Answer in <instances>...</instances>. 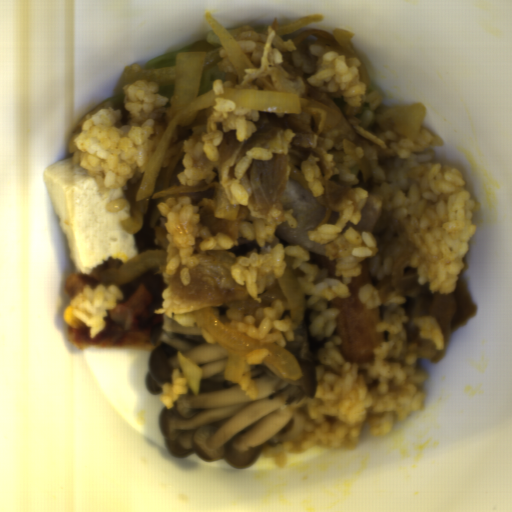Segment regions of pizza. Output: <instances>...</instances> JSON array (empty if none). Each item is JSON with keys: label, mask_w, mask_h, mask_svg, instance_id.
Returning <instances> with one entry per match:
<instances>
[{"label": "pizza", "mask_w": 512, "mask_h": 512, "mask_svg": "<svg viewBox=\"0 0 512 512\" xmlns=\"http://www.w3.org/2000/svg\"><path fill=\"white\" fill-rule=\"evenodd\" d=\"M368 264L348 284L349 297H335L329 301L338 310L334 335L340 338L337 352L351 364H373L379 346L385 341L384 332L378 331L383 321L379 307L367 308L358 294L365 285H372Z\"/></svg>", "instance_id": "d2c48207"}, {"label": "pizza", "mask_w": 512, "mask_h": 512, "mask_svg": "<svg viewBox=\"0 0 512 512\" xmlns=\"http://www.w3.org/2000/svg\"><path fill=\"white\" fill-rule=\"evenodd\" d=\"M167 287L158 268L147 269L143 275L117 287L123 294L113 309H107L102 318L105 327L91 338L89 329L67 327V338L76 348L98 346L104 348L154 351L150 335L153 327L163 323L162 293Z\"/></svg>", "instance_id": "dd6c1bee"}, {"label": "pizza", "mask_w": 512, "mask_h": 512, "mask_svg": "<svg viewBox=\"0 0 512 512\" xmlns=\"http://www.w3.org/2000/svg\"><path fill=\"white\" fill-rule=\"evenodd\" d=\"M101 282L97 276L84 274L79 271L73 272L67 279L65 291L69 298L73 301L84 290V286L90 285L96 287Z\"/></svg>", "instance_id": "a15fb73a"}]
</instances>
